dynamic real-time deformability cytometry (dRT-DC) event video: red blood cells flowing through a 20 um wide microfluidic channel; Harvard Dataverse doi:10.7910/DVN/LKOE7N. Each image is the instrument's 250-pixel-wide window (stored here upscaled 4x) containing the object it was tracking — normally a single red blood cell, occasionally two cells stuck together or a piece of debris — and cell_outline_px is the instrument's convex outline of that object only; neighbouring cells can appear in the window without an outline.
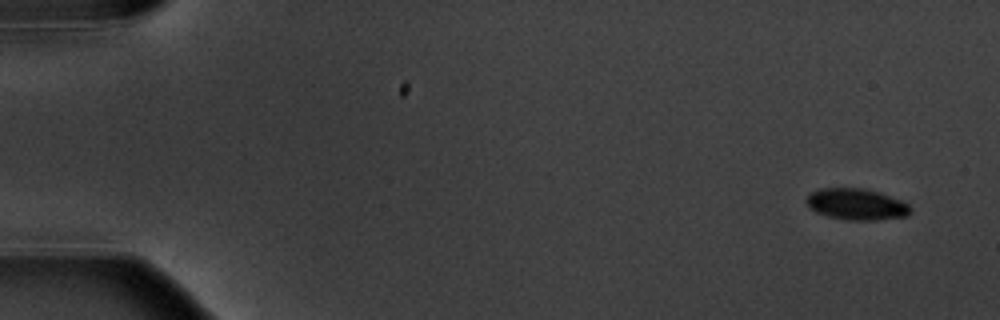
{"species": "common noctule bat (a hibernating species)", "species_latin": "Nyctalus noctula", "temperature_condition": "warm", "stored_images_in_passage": 6, "camera_frame_rate_fps": 3000, "um_per_image_px": 0.085, "animal": {"sex": "male", "body_mass_g": 20.1, "forearm_length_mm": 53.5}, "frame": {"image": 1, "passage_image": 1, "time_ms": 0.0, "image_size_px": [1000, 320], "cell_outline_px": [[912, 212], [908, 216], [876, 220], [848, 220], [828, 216], [816, 212], [808, 208], [804, 200], [812, 192], [820, 188], [860, 188], [876, 192], [900, 200], [908, 204], [912, 208]], "centroid_in_image_um": [72.78, 17.37], "position_along_channel_um": 12.2, "area_um2": 18.96}}
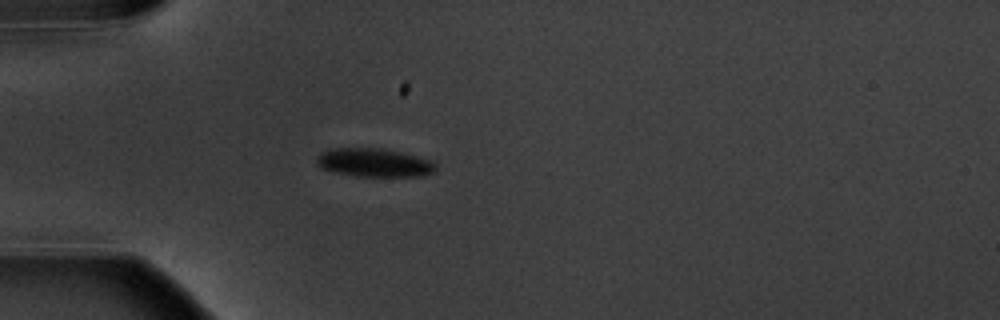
{"frame": {"image": 2, "passage_image": 5, "time_ms": 4.667, "image_size_px": [1000, 320], "cell_outline_px": [[436, 172], [420, 176], [356, 176], [336, 172], [320, 168], [316, 164], [316, 156], [320, 152], [332, 148], [384, 148], [416, 156], [428, 160], [436, 164]], "centroid_in_image_um": [31.76, 13.82], "position_along_channel_um": 53.2, "area_um2": 19.83}}